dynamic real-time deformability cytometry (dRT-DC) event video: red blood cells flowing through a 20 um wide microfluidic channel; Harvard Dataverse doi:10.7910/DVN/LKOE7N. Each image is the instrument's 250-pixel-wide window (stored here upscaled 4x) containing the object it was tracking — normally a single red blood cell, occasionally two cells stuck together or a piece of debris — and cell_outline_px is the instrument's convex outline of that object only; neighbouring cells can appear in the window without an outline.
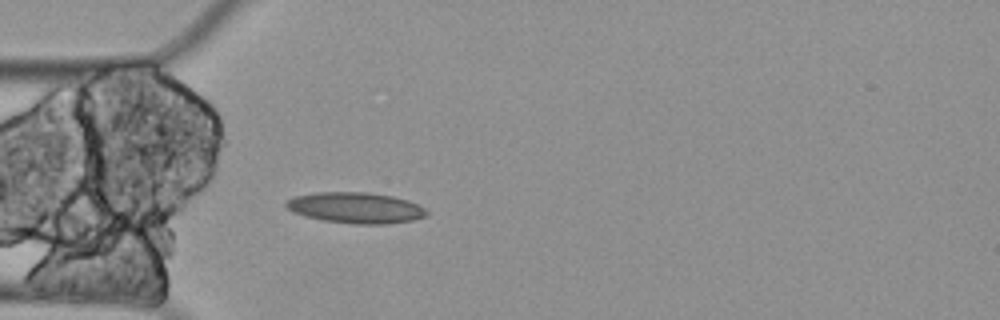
{"species": "Egyptian fruit bat (a non-hibernating species)", "species_latin": "Rousettus aegyptiacus", "temperature_condition": "cold", "stored_images_in_passage": 5, "camera_frame_rate_fps": 3000, "um_per_image_px": 0.085, "animal": {"sex": "female"}, "frame": {"image": 1, "passage_image": 5, "time_ms": 1.333, "image_size_px": [1000, 320], "cell_outline_px": [[428, 212], [424, 216], [412, 220], [384, 224], [356, 224], [324, 220], [304, 216], [292, 212], [284, 204], [288, 200], [296, 196], [316, 192], [368, 192], [392, 196], [408, 200], [424, 208]], "centroid_in_image_um": [30.21, 17.65], "position_along_channel_um": 54.8, "area_um2": 25.09}}